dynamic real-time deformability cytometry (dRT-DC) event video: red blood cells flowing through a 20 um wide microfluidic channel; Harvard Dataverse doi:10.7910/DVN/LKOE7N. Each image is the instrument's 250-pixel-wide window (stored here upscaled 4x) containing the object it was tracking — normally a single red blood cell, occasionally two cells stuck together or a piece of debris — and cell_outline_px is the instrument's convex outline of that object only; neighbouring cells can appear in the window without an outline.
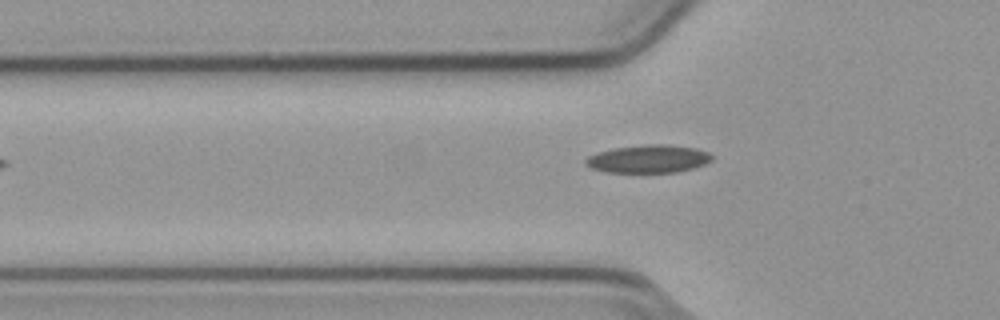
{"species": "common noctule bat (a hibernating species)", "species_latin": "Nyctalus noctula", "temperature_condition": "cold", "stored_images_in_passage": 35, "camera_frame_rate_fps": 3000, "um_per_image_px": 0.085, "animal": {"sex": "male", "body_mass_g": 23.1, "forearm_length_mm": 52.7}, "frame": {"image": 1, "passage_image": 4, "time_ms": 1.0, "image_size_px": [1000, 320], "cell_outline_px": [[712, 160], [704, 164], [692, 168], [676, 172], [608, 172], [592, 168], [584, 164], [584, 160], [588, 156], [600, 152], [616, 148], [648, 144], [668, 144], [696, 148], [708, 152], [712, 156]], "centroid_in_image_um": [55.13, 13.5], "position_along_channel_um": 70.7, "area_um2": 20.35}}
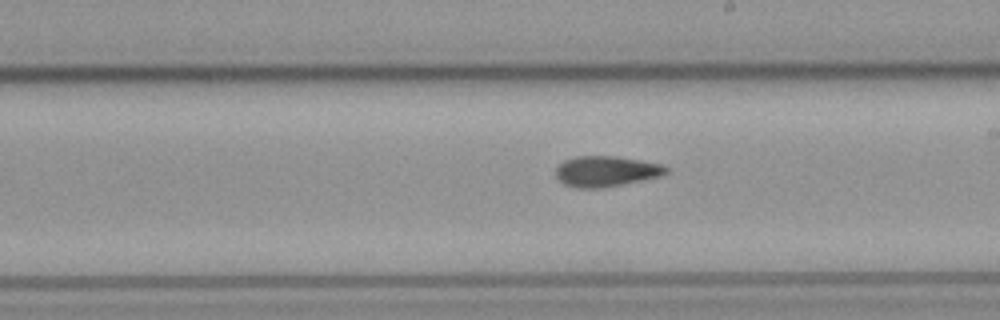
{"frame": {"image": 2, "passage_image": 17, "time_ms": 5.333, "image_size_px": [1000, 320], "cell_outline_px": [[668, 172], [660, 176], [604, 188], [576, 188], [564, 184], [556, 176], [556, 168], [564, 160], [576, 156], [616, 156], [640, 160], [660, 164], [668, 168]], "centroid_in_image_um": [51.5, 14.56], "position_along_channel_um": 237.5, "area_um2": 19.59}}
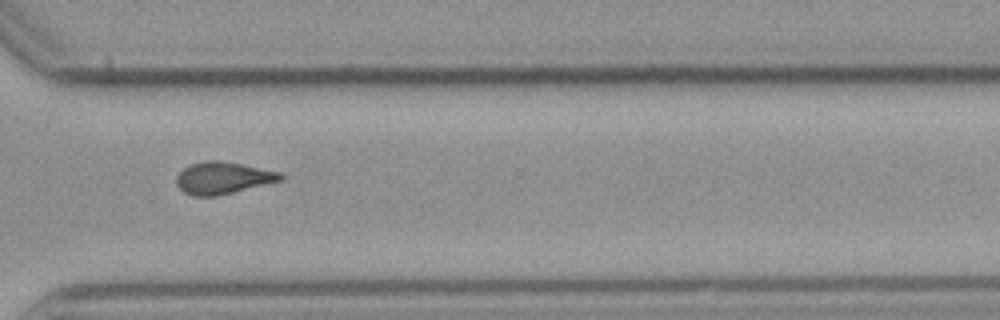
{"frame": {"image": 3, "passage_image": 26, "time_ms": 8.333, "image_size_px": [1000, 320], "cell_outline_px": [[284, 176], [280, 180], [216, 196], [192, 196], [184, 192], [176, 184], [176, 176], [188, 164], [204, 160], [220, 160], [280, 172]], "centroid_in_image_um": [18.87, 15.11], "position_along_channel_um": 351.7, "area_um2": 19.19}, "authors_computed_cell_mechanics": {"area_um2": 19.5942, "velocity_mm_per_s": 3.8159, "shape_relaxation_time_tau1_ms": null, "shape_relaxation_time_tau2_ms": 9.5399, "deformation_change_tau1": null, "deformation_change_tau2": 0.1674}}